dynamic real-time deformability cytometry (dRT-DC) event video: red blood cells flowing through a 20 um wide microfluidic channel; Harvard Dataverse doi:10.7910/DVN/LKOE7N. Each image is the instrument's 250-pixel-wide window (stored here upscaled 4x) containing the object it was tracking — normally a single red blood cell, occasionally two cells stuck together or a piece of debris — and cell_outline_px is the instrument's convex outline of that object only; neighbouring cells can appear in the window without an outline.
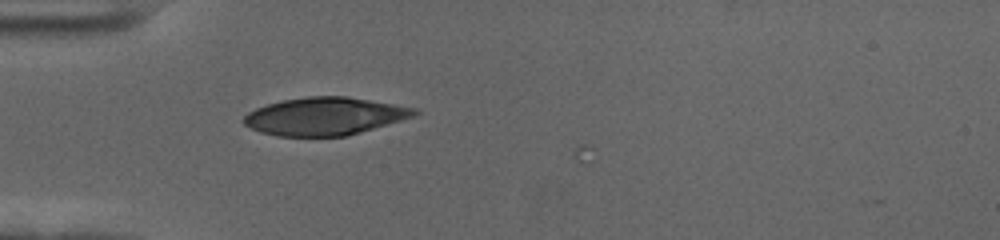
{"species": "human", "species_latin": "Homo sapiens", "temperature_condition": "cold", "stored_images_in_passage": 57, "camera_frame_rate_fps": 3000, "um_per_image_px": 0.085, "donor": {"sex": "female"}, "frame": {"image": 1, "passage_image": 16, "time_ms": 5.0, "image_size_px": [1000, 240], "cell_outline_px": [[420, 112], [412, 116], [400, 120], [360, 132], [344, 136], [276, 136], [260, 132], [244, 124], [240, 120], [248, 112], [256, 108], [268, 104], [284, 100], [308, 96], [348, 96], [416, 108]], "centroid_in_image_um": [27.56, 9.88], "position_along_channel_um": 57.4, "area_um2": 37.28}}
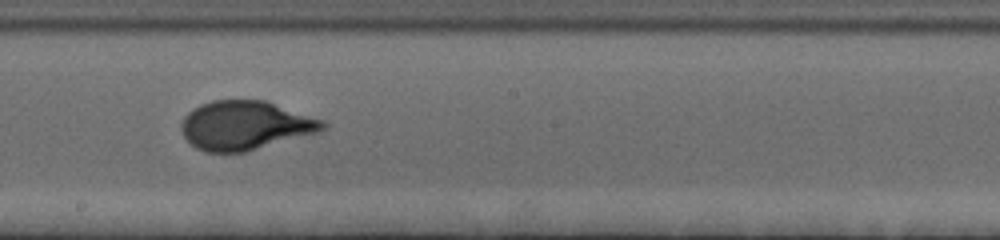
{"frame": {"image": 2, "passage_image": 31, "time_ms": 10.0, "image_size_px": [1000, 240], "cell_outline_px": [[328, 124], [320, 132], [244, 152], [204, 152], [196, 148], [184, 136], [180, 128], [184, 116], [192, 108], [200, 104], [212, 100], [264, 100], [324, 120]], "centroid_in_image_um": [20.84, 10.65], "position_along_channel_um": 227.4, "area_um2": 40.34}}
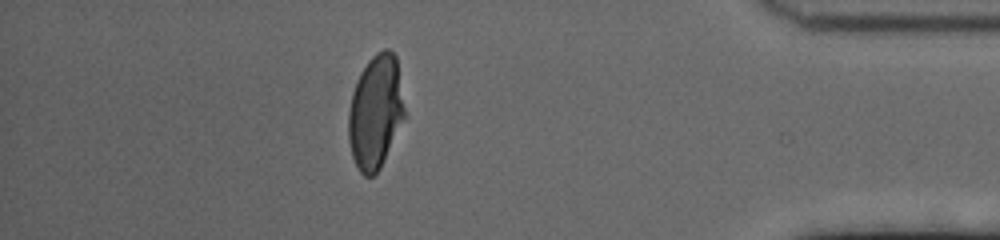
{"frame": {"image": 3, "passage_image": 49, "time_ms": 16.0, "image_size_px": [1000, 240], "cell_outline_px": [[404, 120], [380, 168], [372, 176], [364, 176], [360, 172], [352, 156], [348, 140], [348, 112], [352, 92], [360, 72], [368, 60], [376, 52], [384, 48], [388, 48], [396, 56], [404, 108]], "centroid_in_image_um": [31.9, 9.5], "position_along_channel_um": 403.3, "area_um2": 37.11}, "authors_computed_cell_mechanics": {"area_um2": 38.3792, "velocity_mm_per_s": 3.534, "shape_relaxation_time_tau1_ms": 3.9564, "shape_relaxation_time_tau2_ms": null, "deformation_change_tau1": 0.1891, "deformation_change_tau2": null}}